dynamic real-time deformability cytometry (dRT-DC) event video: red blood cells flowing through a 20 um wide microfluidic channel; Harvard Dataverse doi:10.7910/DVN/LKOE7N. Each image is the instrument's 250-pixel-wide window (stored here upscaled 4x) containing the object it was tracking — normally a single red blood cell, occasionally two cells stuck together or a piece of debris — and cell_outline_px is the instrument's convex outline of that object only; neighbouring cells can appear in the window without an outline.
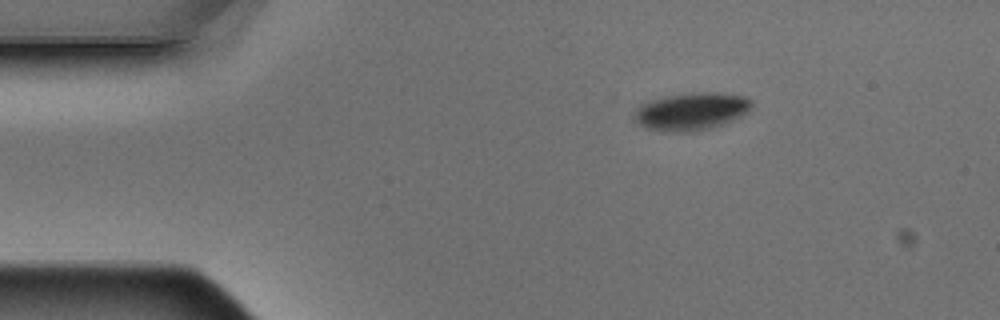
{"species": "Egyptian fruit bat (a non-hibernating species)", "species_latin": "Rousettus aegyptiacus", "temperature_condition": "warm", "stored_images_in_passage": 4, "camera_frame_rate_fps": 3000, "um_per_image_px": 0.085, "animal": {"sex": "male"}, "frame": {"image": 1, "passage_image": 1, "time_ms": 0.0, "image_size_px": [1000, 320], "cell_outline_px": [[752, 104], [748, 112], [744, 116], [716, 128], [696, 132], [672, 132], [644, 128], [632, 120], [632, 116], [636, 108], [640, 104], [648, 100], [688, 92], [716, 92], [744, 96], [752, 100]], "centroid_in_image_um": [58.76, 9.48], "position_along_channel_um": 26.2, "area_um2": 26.59}}
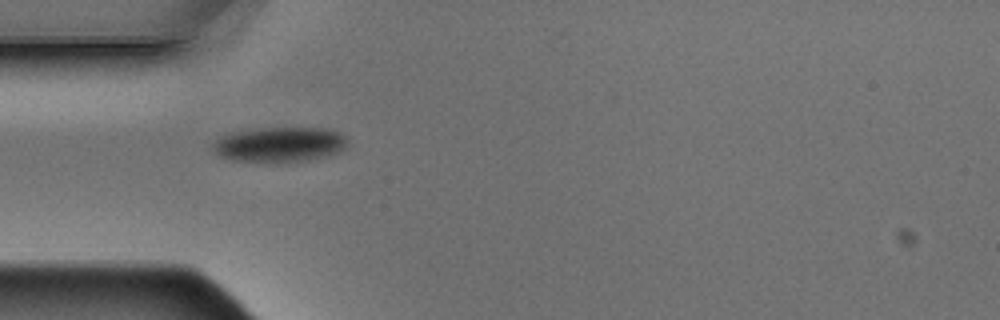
{"frame": {"image": 2, "passage_image": 3, "time_ms": 0.667, "image_size_px": [1000, 320], "cell_outline_px": [[348, 144], [340, 152], [328, 156], [308, 160], [232, 160], [220, 156], [212, 148], [212, 144], [220, 136], [228, 132], [252, 128], [328, 128], [340, 132], [348, 140]], "centroid_in_image_um": [23.78, 12.24], "position_along_channel_um": 61.2, "area_um2": 27.28}}
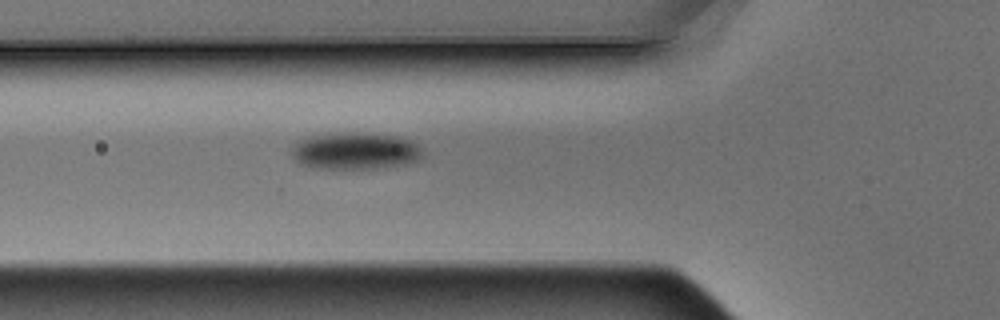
{"frame": {"image": 3, "passage_image": 4, "time_ms": 1.0, "image_size_px": [1000, 320], "cell_outline_px": [[424, 156], [416, 160], [404, 164], [376, 168], [312, 168], [300, 164], [288, 152], [296, 140], [308, 136], [348, 132], [396, 136], [412, 140], [424, 152]], "centroid_in_image_um": [30.13, 12.83], "position_along_channel_um": 95.7, "area_um2": 28.32}}